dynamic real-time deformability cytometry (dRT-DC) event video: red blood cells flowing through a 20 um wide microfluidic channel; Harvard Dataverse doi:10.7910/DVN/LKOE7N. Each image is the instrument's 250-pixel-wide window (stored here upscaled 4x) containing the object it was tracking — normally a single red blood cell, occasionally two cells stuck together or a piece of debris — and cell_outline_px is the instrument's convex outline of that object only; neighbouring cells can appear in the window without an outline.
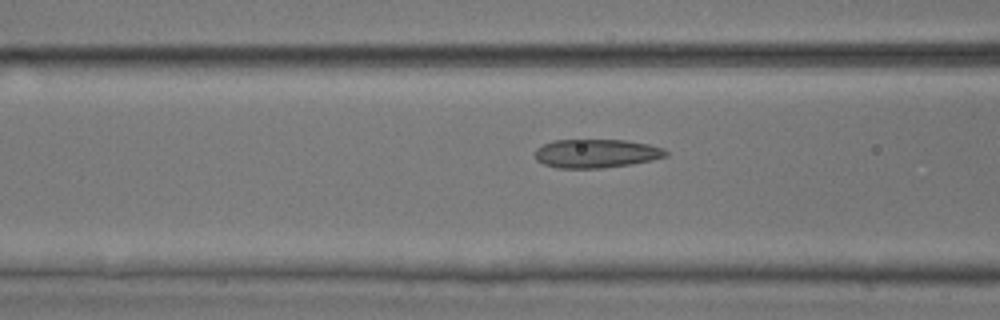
{"species": "common noctule bat (a hibernating species)", "species_latin": "Nyctalus noctula", "temperature_condition": "room temperature", "stored_images_in_passage": 6, "camera_frame_rate_fps": 3000, "um_per_image_px": 0.085, "animal": {"sex": "male", "body_mass_g": 17.9, "forearm_length_mm": 54.2}, "frame": {"image": 1, "passage_image": 4, "time_ms": 1.0, "image_size_px": [1000, 320], "cell_outline_px": [[668, 156], [652, 160], [632, 164], [604, 168], [556, 168], [544, 164], [536, 160], [536, 148], [552, 140], [624, 140], [648, 144], [664, 148], [668, 152]], "centroid_in_image_um": [50.7, 13.05], "position_along_channel_um": 115.9, "area_um2": 21.96}}